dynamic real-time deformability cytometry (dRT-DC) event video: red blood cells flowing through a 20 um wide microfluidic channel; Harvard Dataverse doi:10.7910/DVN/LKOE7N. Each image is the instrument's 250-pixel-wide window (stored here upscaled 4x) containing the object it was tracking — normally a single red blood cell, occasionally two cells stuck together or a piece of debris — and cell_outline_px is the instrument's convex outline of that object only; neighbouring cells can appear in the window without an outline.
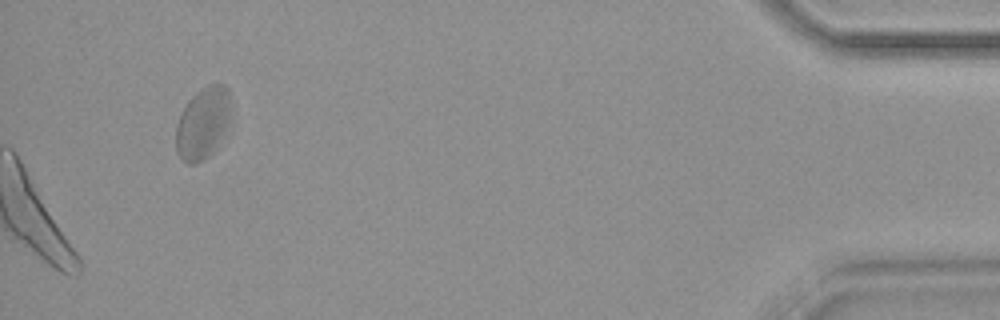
{"species": "common noctule bat (a hibernating species)", "species_latin": "Nyctalus noctula", "temperature_condition": "warm", "stored_images_in_passage": 54, "camera_frame_rate_fps": 3000, "um_per_image_px": 0.085, "animal": {"sex": "female", "body_mass_g": 18.4}, "frame": {"image": 1, "passage_image": 54, "time_ms": 17.667, "image_size_px": [1000, 320], "cell_outline_px": [[232, 104], [228, 120], [224, 132], [212, 152], [208, 156], [196, 164], [188, 164], [180, 160], [176, 152], [176, 124], [188, 100], [200, 88], [208, 84], [224, 84], [228, 88]], "centroid_in_image_um": [17.23, 10.45], "position_along_channel_um": 418.0, "area_um2": 23.06}}